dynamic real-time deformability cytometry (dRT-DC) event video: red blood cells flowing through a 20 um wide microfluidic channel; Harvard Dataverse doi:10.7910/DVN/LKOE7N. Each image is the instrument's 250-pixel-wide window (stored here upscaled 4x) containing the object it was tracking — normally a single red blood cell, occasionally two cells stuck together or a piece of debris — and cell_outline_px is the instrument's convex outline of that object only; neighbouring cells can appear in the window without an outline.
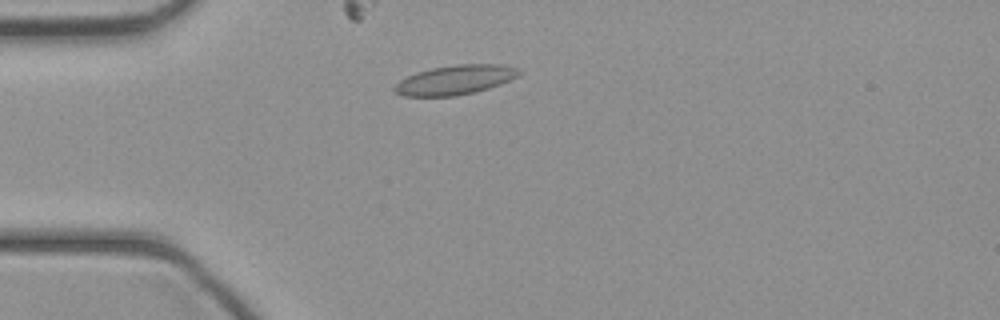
{"species": "common noctule bat (a hibernating species)", "species_latin": "Nyctalus noctula", "temperature_condition": "cold", "stored_images_in_passage": 27, "camera_frame_rate_fps": 3000, "um_per_image_px": 0.085, "animal": {"sex": "female", "body_mass_g": 21.9}, "frame": {"image": 1, "passage_image": 3, "time_ms": 0.667, "image_size_px": [1000, 320], "cell_outline_px": [[520, 72], [516, 76], [500, 84], [488, 88], [456, 96], [404, 96], [392, 92], [392, 88], [400, 80], [416, 72], [432, 68], [456, 64], [504, 64], [516, 68]], "centroid_in_image_um": [38.62, 6.79], "position_along_channel_um": 46.4, "area_um2": 21.21}}
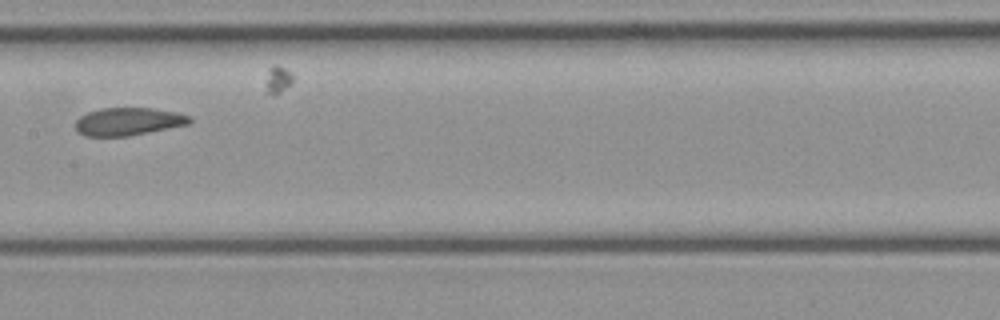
{"frame": {"image": 2, "passage_image": 14, "time_ms": 4.333, "image_size_px": [1000, 320], "cell_outline_px": [[192, 124], [128, 136], [84, 136], [76, 132], [76, 120], [80, 116], [88, 112], [100, 108], [152, 108], [176, 112], [192, 116]], "centroid_in_image_um": [10.93, 10.33], "position_along_channel_um": 196.5, "area_um2": 18.73}}
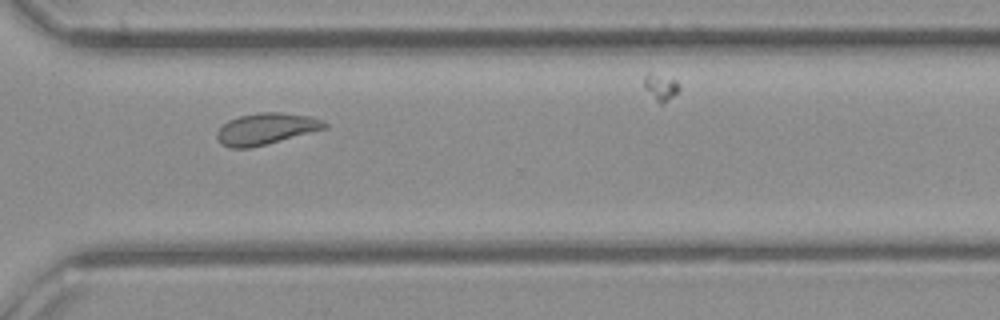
{"frame": {"image": 3, "passage_image": 24, "time_ms": 7.667, "image_size_px": [1000, 320], "cell_outline_px": [[328, 128], [252, 148], [232, 148], [220, 144], [216, 136], [216, 132], [228, 120], [240, 116], [256, 112], [280, 112], [312, 116], [324, 120], [328, 124]], "centroid_in_image_um": [22.64, 10.95], "position_along_channel_um": 348.0, "area_um2": 20.0}}